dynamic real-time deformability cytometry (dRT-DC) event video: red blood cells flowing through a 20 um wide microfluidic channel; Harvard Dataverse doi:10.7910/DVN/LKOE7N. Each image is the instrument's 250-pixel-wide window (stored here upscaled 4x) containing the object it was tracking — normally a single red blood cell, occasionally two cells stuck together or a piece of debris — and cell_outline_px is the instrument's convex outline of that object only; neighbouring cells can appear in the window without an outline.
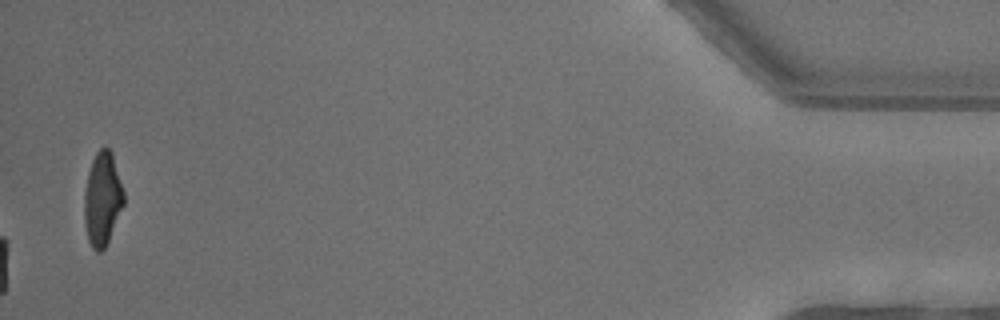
{"species": "common noctule bat (a hibernating species)", "species_latin": "Nyctalus noctula", "temperature_condition": "warm", "stored_images_in_passage": 43, "camera_frame_rate_fps": 3000, "um_per_image_px": 0.085, "animal": {"sex": "female"}, "frame": {"image": 1, "passage_image": 43, "time_ms": 14.0, "image_size_px": [1000, 320], "cell_outline_px": [[124, 204], [108, 240], [104, 248], [100, 252], [96, 252], [92, 248], [88, 240], [84, 220], [84, 196], [88, 172], [92, 160], [96, 152], [104, 144], [112, 152], [124, 192]], "centroid_in_image_um": [8.7, 16.88], "position_along_channel_um": 426.5, "area_um2": 21.5}, "authors_computed_cell_mechanics": {"area_um2": 23.6402, "velocity_mm_per_s": 4.0234, "shape_relaxation_time_tau1_ms": 2.6841, "shape_relaxation_time_tau2_ms": 2.2171, "deformation_change_tau1": 0.141, "deformation_change_tau2": 0.0583}}